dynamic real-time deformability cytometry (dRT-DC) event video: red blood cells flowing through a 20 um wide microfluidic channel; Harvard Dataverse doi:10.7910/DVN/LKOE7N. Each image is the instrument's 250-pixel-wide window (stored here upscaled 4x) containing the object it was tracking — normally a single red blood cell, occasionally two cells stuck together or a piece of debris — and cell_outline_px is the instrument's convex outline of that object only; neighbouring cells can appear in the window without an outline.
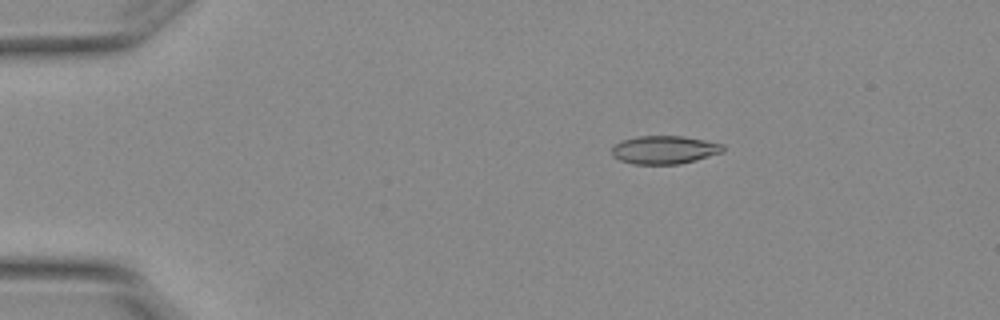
{"species": "Egyptian fruit bat (a non-hibernating species)", "species_latin": "Rousettus aegyptiacus", "temperature_condition": "warm", "stored_images_in_passage": 4, "camera_frame_rate_fps": 3000, "um_per_image_px": 0.085, "animal": {"sex": "female"}, "frame": {"image": 1, "passage_image": 1, "time_ms": 0.0, "image_size_px": [1000, 320], "cell_outline_px": [[724, 152], [696, 160], [680, 164], [632, 164], [620, 160], [612, 156], [612, 148], [616, 144], [624, 140], [636, 136], [684, 136], [724, 144]], "centroid_in_image_um": [56.5, 12.74], "position_along_channel_um": 28.5, "area_um2": 18.32}}
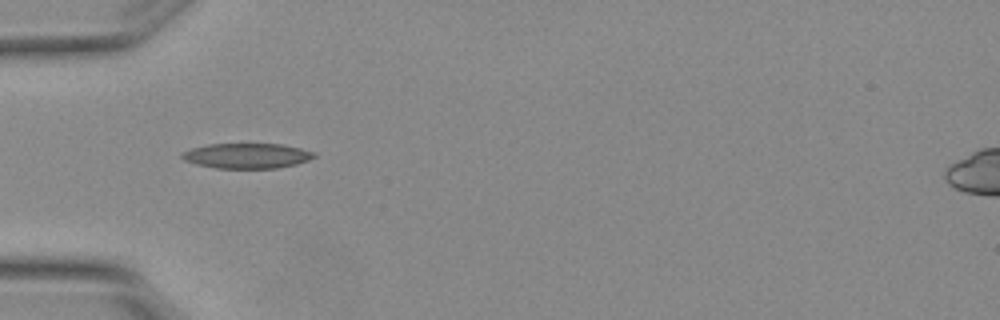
{"frame": {"image": 2, "passage_image": 3, "time_ms": 0.667, "image_size_px": [1000, 320], "cell_outline_px": [[316, 156], [308, 160], [296, 164], [276, 168], [216, 168], [196, 164], [184, 160], [180, 156], [180, 152], [192, 148], [208, 144], [280, 144], [300, 148], [316, 152]], "centroid_in_image_um": [20.97, 13.24], "position_along_channel_um": 64.0, "area_um2": 19.36}}
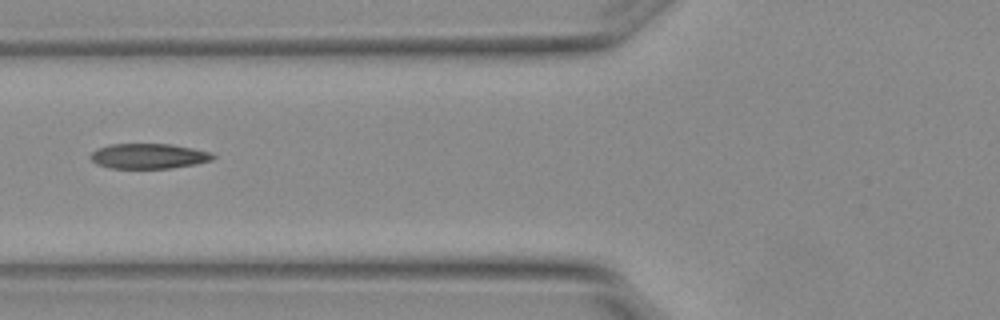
{"frame": {"image": 3, "passage_image": 4, "time_ms": 1.0, "image_size_px": [1000, 320], "cell_outline_px": [[216, 156], [212, 160], [196, 164], [168, 168], [112, 168], [96, 164], [88, 156], [92, 152], [108, 144], [172, 144], [192, 148], [208, 152]], "centroid_in_image_um": [12.61, 13.27], "position_along_channel_um": 113.2, "area_um2": 17.8}}